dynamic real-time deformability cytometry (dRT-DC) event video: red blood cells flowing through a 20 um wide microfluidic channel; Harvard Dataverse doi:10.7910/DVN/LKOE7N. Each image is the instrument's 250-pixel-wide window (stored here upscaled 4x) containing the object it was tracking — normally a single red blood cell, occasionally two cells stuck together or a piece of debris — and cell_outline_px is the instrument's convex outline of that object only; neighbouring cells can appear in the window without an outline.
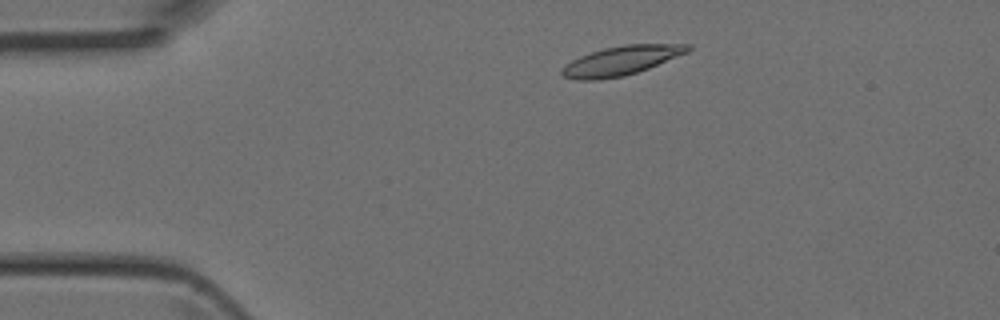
{"species": "Egyptian fruit bat (a non-hibernating species)", "species_latin": "Rousettus aegyptiacus", "temperature_condition": "room temperature", "stored_images_in_passage": 2, "camera_frame_rate_fps": 3000, "um_per_image_px": 0.085, "animal": {"sex": "female"}, "frame": {"image": 1, "passage_image": 2, "time_ms": 0.333, "image_size_px": [1000, 320], "cell_outline_px": [[692, 48], [688, 52], [648, 68], [624, 76], [596, 80], [576, 80], [564, 76], [560, 72], [560, 68], [564, 64], [580, 56], [604, 48], [624, 44], [692, 44]], "centroid_in_image_um": [52.78, 5.15], "position_along_channel_um": 32.2, "area_um2": 21.39}}